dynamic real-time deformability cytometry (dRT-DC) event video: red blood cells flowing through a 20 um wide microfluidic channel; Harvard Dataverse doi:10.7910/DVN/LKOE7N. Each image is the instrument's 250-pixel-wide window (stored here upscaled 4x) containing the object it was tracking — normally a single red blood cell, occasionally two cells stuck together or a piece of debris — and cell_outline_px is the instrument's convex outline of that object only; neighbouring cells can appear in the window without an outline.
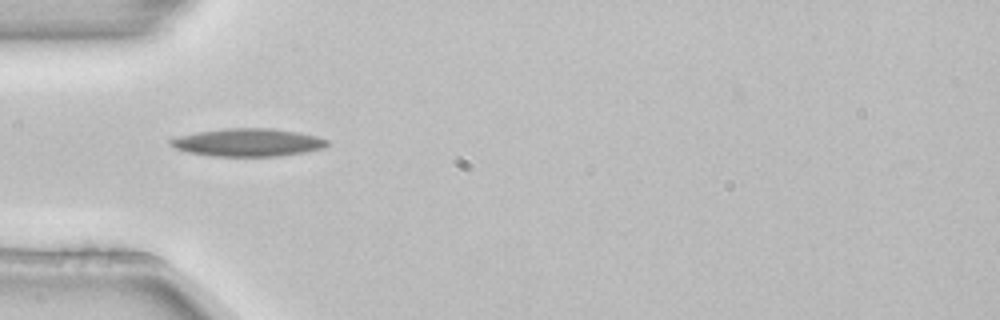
{"species": "common noctule bat (a hibernating species)", "species_latin": "Nyctalus noctula", "temperature_condition": "room temperature", "stored_images_in_passage": 2, "camera_frame_rate_fps": 3000, "um_per_image_px": 0.085, "animal": {"sex": "female", "body_mass_g": 22.7, "forearm_length_mm": 54.2}, "frame": {"image": 1, "passage_image": 1, "time_ms": 0.0, "image_size_px": [1000, 320], "cell_outline_px": [[328, 144], [324, 148], [304, 152], [280, 156], [212, 156], [188, 152], [176, 148], [168, 144], [168, 140], [180, 136], [196, 132], [228, 128], [268, 128], [296, 132], [316, 136], [328, 140]], "centroid_in_image_um": [21.06, 12.11], "position_along_channel_um": 63.9, "area_um2": 25.26}}